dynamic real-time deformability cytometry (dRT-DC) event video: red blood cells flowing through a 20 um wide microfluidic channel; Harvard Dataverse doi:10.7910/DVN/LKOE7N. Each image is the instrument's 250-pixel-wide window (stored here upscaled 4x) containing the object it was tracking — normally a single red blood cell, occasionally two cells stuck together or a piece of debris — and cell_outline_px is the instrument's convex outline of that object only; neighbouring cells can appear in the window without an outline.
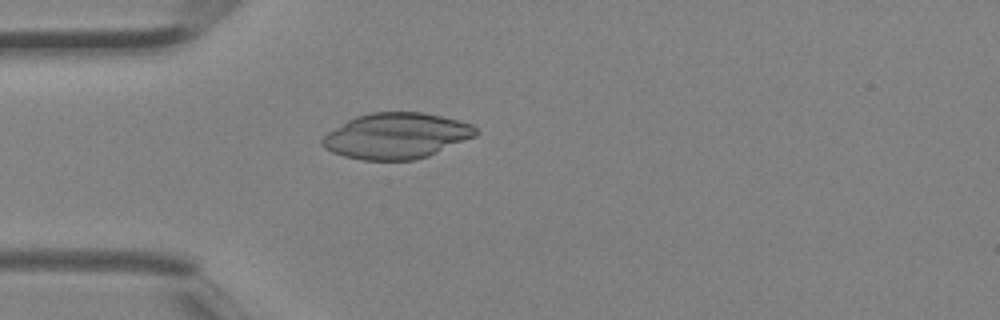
{"species": "Egyptian fruit bat (a non-hibernating species)", "species_latin": "Rousettus aegyptiacus", "temperature_condition": "room temperature", "stored_images_in_passage": 1, "camera_frame_rate_fps": 3000, "um_per_image_px": 0.085, "animal": {"sex": "female"}, "frame": {"image": 1, "passage_image": 1, "time_ms": 0.0, "image_size_px": [1000, 320], "cell_outline_px": [[480, 132], [476, 136], [428, 156], [416, 160], [360, 160], [344, 156], [332, 152], [324, 148], [320, 144], [320, 140], [328, 132], [348, 120], [356, 116], [372, 112], [424, 112], [472, 124]], "centroid_in_image_um": [33.68, 11.55], "position_along_channel_um": 51.3, "area_um2": 40.98}}